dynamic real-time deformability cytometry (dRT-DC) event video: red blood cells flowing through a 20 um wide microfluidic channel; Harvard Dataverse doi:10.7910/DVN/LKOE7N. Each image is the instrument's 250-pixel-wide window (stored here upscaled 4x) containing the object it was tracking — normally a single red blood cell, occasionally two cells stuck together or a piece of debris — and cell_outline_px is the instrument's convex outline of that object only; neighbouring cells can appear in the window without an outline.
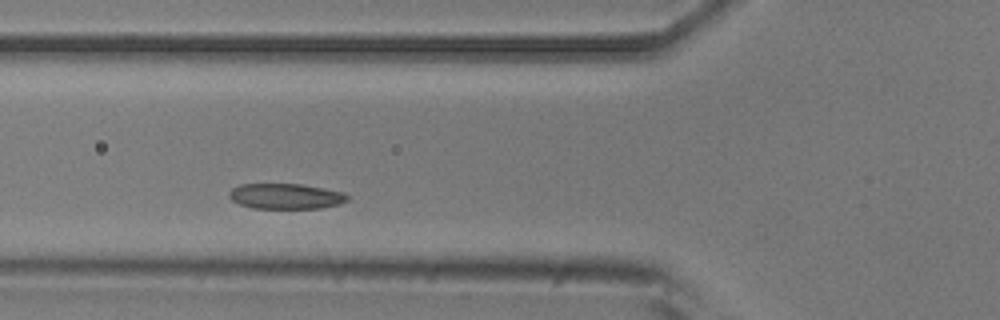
{"species": "common noctule bat (a hibernating species)", "species_latin": "Nyctalus noctula", "temperature_condition": "room temperature", "stored_images_in_passage": 7, "camera_frame_rate_fps": 3000, "um_per_image_px": 0.085, "animal": {"sex": "male", "body_mass_g": 20.5, "forearm_length_mm": 52.5}, "frame": {"image": 1, "passage_image": 7, "time_ms": 6.667, "image_size_px": [1000, 320], "cell_outline_px": [[348, 200], [340, 204], [320, 208], [252, 208], [240, 204], [232, 200], [228, 196], [228, 192], [232, 188], [240, 184], [300, 184], [344, 192], [348, 196]], "centroid_in_image_um": [24.27, 16.68], "position_along_channel_um": 101.5, "area_um2": 17.51}}